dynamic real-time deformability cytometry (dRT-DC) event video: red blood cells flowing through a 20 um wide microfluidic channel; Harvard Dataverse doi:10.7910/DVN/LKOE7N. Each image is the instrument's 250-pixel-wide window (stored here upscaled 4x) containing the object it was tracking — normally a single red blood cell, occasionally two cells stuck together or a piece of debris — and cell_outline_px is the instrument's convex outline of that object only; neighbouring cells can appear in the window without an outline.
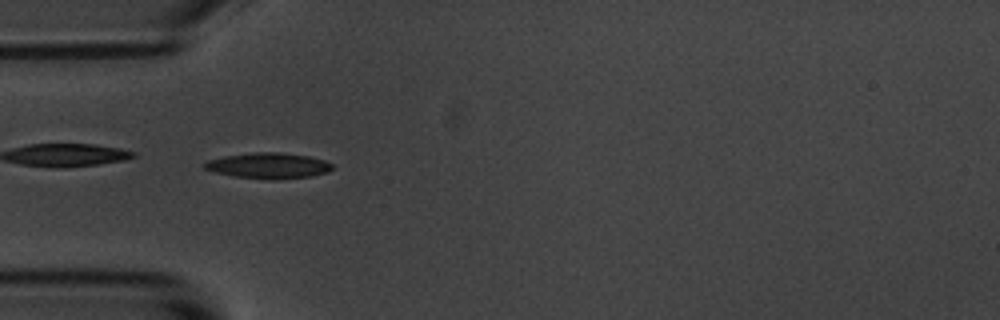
{"species": "common noctule bat (a hibernating species)", "species_latin": "Nyctalus noctula", "temperature_condition": "room temperature", "stored_images_in_passage": 10, "camera_frame_rate_fps": 3000, "um_per_image_px": 0.085, "animal": {"sex": "male", "body_mass_g": 20.1, "forearm_length_mm": 53.5}, "frame": {"image": 1, "passage_image": 5, "time_ms": 5.333, "image_size_px": [1000, 320], "cell_outline_px": [[332, 168], [328, 172], [312, 176], [272, 180], [236, 176], [216, 172], [204, 168], [200, 164], [208, 160], [224, 156], [252, 152], [280, 152], [308, 156], [324, 160], [332, 164]], "centroid_in_image_um": [22.81, 14.07], "position_along_channel_um": 62.2, "area_um2": 19.13}}
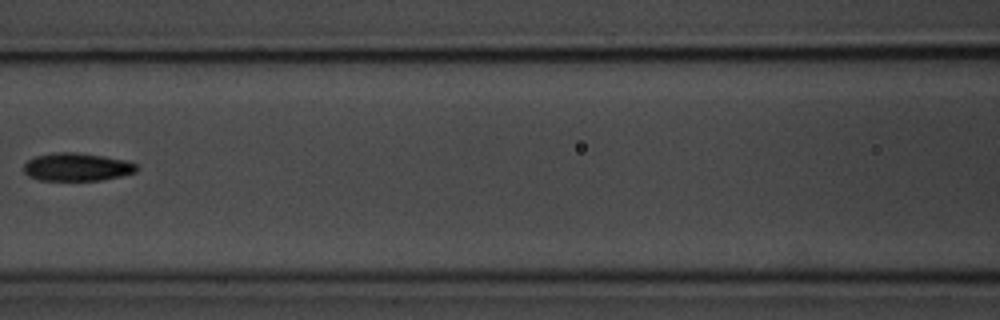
{"frame": {"image": 2, "passage_image": 7, "time_ms": 8.0, "image_size_px": [1000, 320], "cell_outline_px": [[136, 172], [120, 176], [100, 180], [40, 180], [28, 176], [24, 172], [24, 164], [28, 160], [36, 156], [56, 152], [76, 152], [104, 156], [124, 160], [136, 164]], "centroid_in_image_um": [6.51, 14.19], "position_along_channel_um": 160.1, "area_um2": 18.26}}